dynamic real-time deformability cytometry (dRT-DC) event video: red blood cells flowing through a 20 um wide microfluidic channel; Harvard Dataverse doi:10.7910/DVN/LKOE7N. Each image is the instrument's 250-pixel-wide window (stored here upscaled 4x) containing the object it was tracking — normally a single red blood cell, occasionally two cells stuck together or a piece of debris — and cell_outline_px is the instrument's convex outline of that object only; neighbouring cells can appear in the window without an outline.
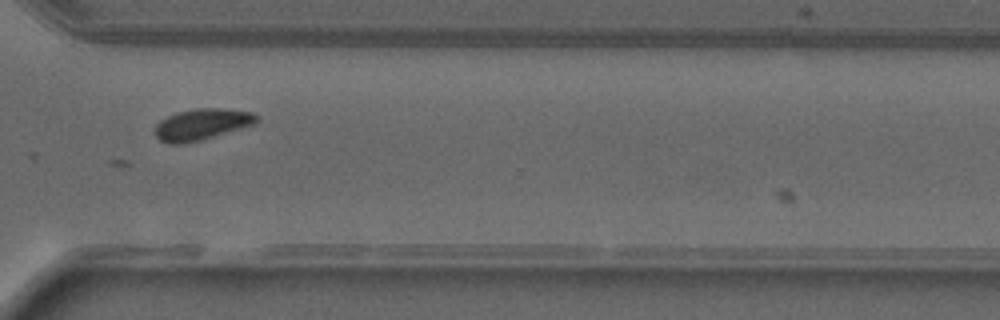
{"species": "common noctule bat (a hibernating species)", "species_latin": "Nyctalus noctula", "temperature_condition": "warm", "stored_images_in_passage": 38, "camera_frame_rate_fps": 3000, "um_per_image_px": 0.085, "animal": {"sex": "male", "forearm_length_mm": 52.5}, "frame": {"image": 1, "passage_image": 28, "time_ms": 9.0, "image_size_px": [1000, 320], "cell_outline_px": [[260, 116], [256, 124], [200, 140], [184, 144], [168, 144], [160, 140], [156, 136], [156, 124], [160, 120], [176, 112], [196, 108], [224, 108], [252, 112]], "centroid_in_image_um": [17.18, 10.56], "position_along_channel_um": 353.4, "area_um2": 18.61}}